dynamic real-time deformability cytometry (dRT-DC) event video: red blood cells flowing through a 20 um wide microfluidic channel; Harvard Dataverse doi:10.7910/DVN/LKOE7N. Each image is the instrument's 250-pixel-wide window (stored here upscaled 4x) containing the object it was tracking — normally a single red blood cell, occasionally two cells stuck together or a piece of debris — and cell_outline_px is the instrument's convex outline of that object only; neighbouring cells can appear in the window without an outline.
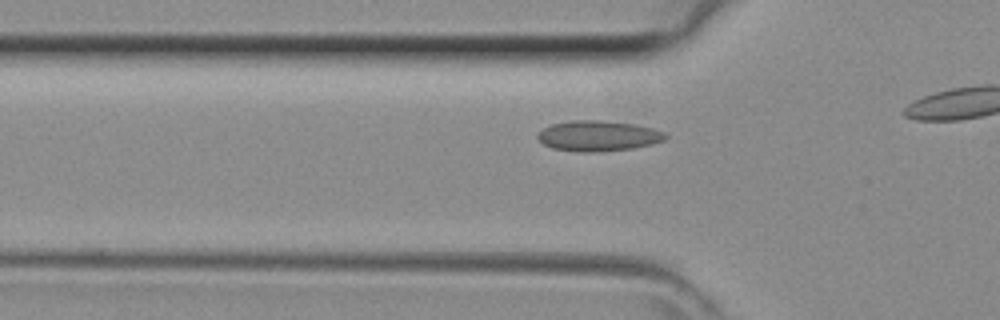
{"species": "common noctule bat (a hibernating species)", "species_latin": "Nyctalus noctula", "temperature_condition": "room temperature", "stored_images_in_passage": 10, "camera_frame_rate_fps": 3000, "um_per_image_px": 0.085, "animal": {"sex": "female", "body_mass_g": 29.2, "forearm_length_mm": 56.3}, "frame": {"image": 1, "passage_image": 5, "time_ms": 1.333, "image_size_px": [1000, 320], "cell_outline_px": [[668, 136], [664, 140], [652, 144], [632, 148], [596, 152], [580, 152], [552, 148], [544, 144], [536, 136], [544, 128], [552, 124], [572, 120], [600, 120], [632, 124], [652, 128], [664, 132]], "centroid_in_image_um": [50.85, 11.55], "position_along_channel_um": 75.0, "area_um2": 22.48}}
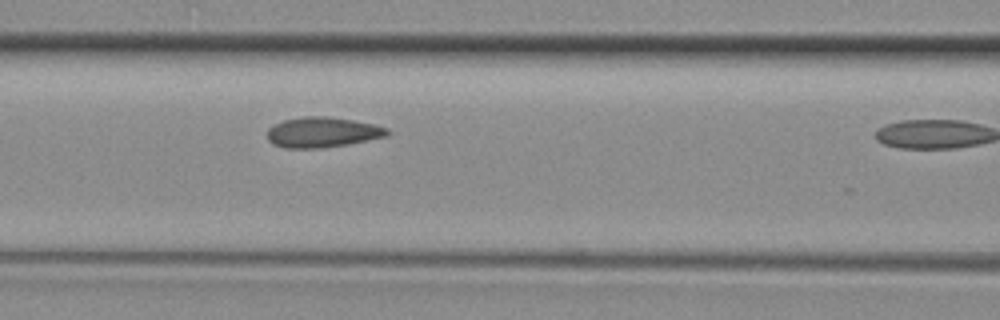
{"frame": {"image": 2, "passage_image": 9, "time_ms": 2.667, "image_size_px": [1000, 320], "cell_outline_px": [[392, 132], [388, 136], [348, 144], [320, 148], [284, 148], [272, 144], [268, 140], [268, 128], [284, 120], [300, 116], [328, 116], [352, 120], [372, 124], [388, 128]], "centroid_in_image_um": [27.41, 11.24], "position_along_channel_um": 139.2, "area_um2": 21.27}}